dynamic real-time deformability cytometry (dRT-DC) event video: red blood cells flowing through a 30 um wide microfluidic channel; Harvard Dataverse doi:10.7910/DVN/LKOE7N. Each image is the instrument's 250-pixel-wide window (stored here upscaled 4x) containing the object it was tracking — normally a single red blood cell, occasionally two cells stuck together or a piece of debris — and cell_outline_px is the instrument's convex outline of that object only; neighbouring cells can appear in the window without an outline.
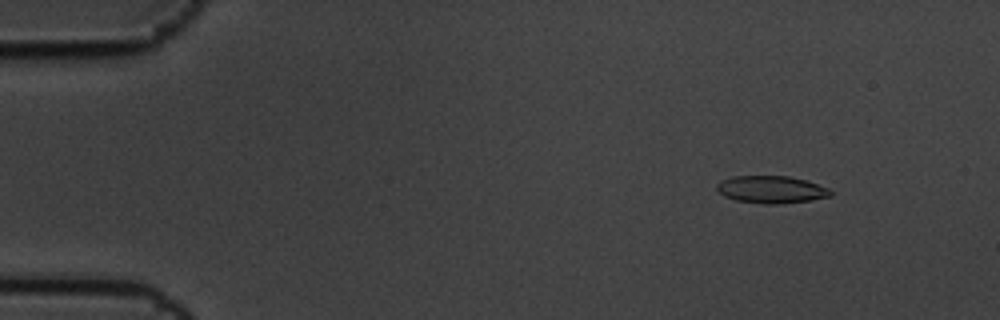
{"species": "common noctule bat (a hibernating species)", "species_latin": "Nyctalus noctula", "temperature_condition": "cold", "stored_images_in_passage": 5, "camera_frame_rate_fps": 3000, "um_per_image_px": 0.085, "animal": {"sex": "male", "body_mass_g": 19.5, "forearm_length_mm": 54.6}, "frame": {"image": 1, "passage_image": 2, "time_ms": 0.333, "image_size_px": [1000, 320], "cell_outline_px": [[832, 196], [812, 200], [780, 204], [764, 204], [736, 200], [724, 196], [716, 188], [716, 184], [720, 180], [732, 176], [788, 176], [804, 180], [828, 188], [832, 192]], "centroid_in_image_um": [65.54, 16.11], "position_along_channel_um": 19.5, "area_um2": 18.15}}
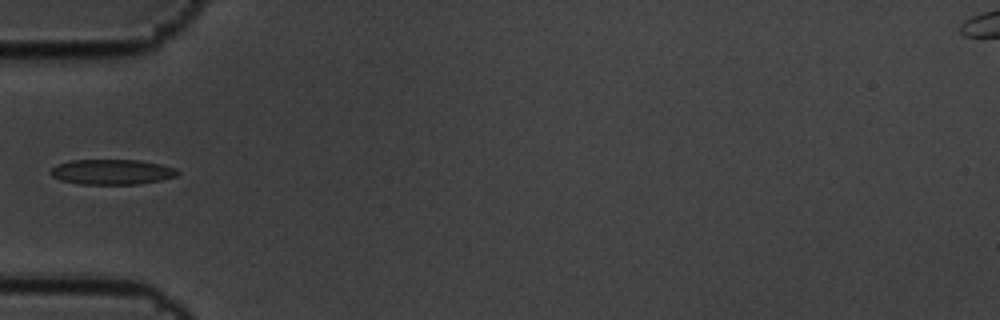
{"frame": {"image": 2, "passage_image": 5, "time_ms": 1.333, "image_size_px": [1000, 320], "cell_outline_px": [[180, 172], [176, 176], [160, 180], [140, 184], [80, 184], [60, 180], [52, 176], [48, 172], [56, 164], [72, 160], [140, 160], [160, 164], [176, 168]], "centroid_in_image_um": [9.5, 14.61], "position_along_channel_um": 75.5, "area_um2": 18.73}}